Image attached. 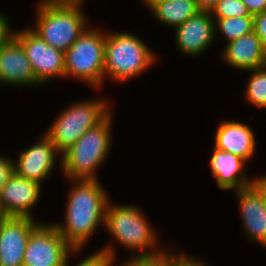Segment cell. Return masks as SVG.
<instances>
[{"instance_id": "6da1fadb", "label": "cell", "mask_w": 266, "mask_h": 266, "mask_svg": "<svg viewBox=\"0 0 266 266\" xmlns=\"http://www.w3.org/2000/svg\"><path fill=\"white\" fill-rule=\"evenodd\" d=\"M65 180L70 187L64 221L51 223L74 249H85L96 231L105 227L106 208L111 196L100 180Z\"/></svg>"}, {"instance_id": "30bf717a", "label": "cell", "mask_w": 266, "mask_h": 266, "mask_svg": "<svg viewBox=\"0 0 266 266\" xmlns=\"http://www.w3.org/2000/svg\"><path fill=\"white\" fill-rule=\"evenodd\" d=\"M13 160L14 172L17 175L38 182L42 186L54 170L56 171V167L59 166L58 170H61V154L44 132L38 137L36 143L33 142L21 149L19 155Z\"/></svg>"}, {"instance_id": "3957f363", "label": "cell", "mask_w": 266, "mask_h": 266, "mask_svg": "<svg viewBox=\"0 0 266 266\" xmlns=\"http://www.w3.org/2000/svg\"><path fill=\"white\" fill-rule=\"evenodd\" d=\"M137 34L105 30V81L121 84L135 80L157 64L158 54Z\"/></svg>"}, {"instance_id": "e0dca14e", "label": "cell", "mask_w": 266, "mask_h": 266, "mask_svg": "<svg viewBox=\"0 0 266 266\" xmlns=\"http://www.w3.org/2000/svg\"><path fill=\"white\" fill-rule=\"evenodd\" d=\"M209 167L211 176L219 189L235 191L252 186L253 177L248 176V162L241 157L216 149L212 145Z\"/></svg>"}, {"instance_id": "603a6c76", "label": "cell", "mask_w": 266, "mask_h": 266, "mask_svg": "<svg viewBox=\"0 0 266 266\" xmlns=\"http://www.w3.org/2000/svg\"><path fill=\"white\" fill-rule=\"evenodd\" d=\"M211 15L212 18L254 16L241 0H219Z\"/></svg>"}, {"instance_id": "484cf974", "label": "cell", "mask_w": 266, "mask_h": 266, "mask_svg": "<svg viewBox=\"0 0 266 266\" xmlns=\"http://www.w3.org/2000/svg\"><path fill=\"white\" fill-rule=\"evenodd\" d=\"M253 32L259 37L266 53V11L254 15Z\"/></svg>"}, {"instance_id": "52a82bcc", "label": "cell", "mask_w": 266, "mask_h": 266, "mask_svg": "<svg viewBox=\"0 0 266 266\" xmlns=\"http://www.w3.org/2000/svg\"><path fill=\"white\" fill-rule=\"evenodd\" d=\"M105 30L91 24L64 53L65 78L98 92L104 86Z\"/></svg>"}, {"instance_id": "d6986e66", "label": "cell", "mask_w": 266, "mask_h": 266, "mask_svg": "<svg viewBox=\"0 0 266 266\" xmlns=\"http://www.w3.org/2000/svg\"><path fill=\"white\" fill-rule=\"evenodd\" d=\"M162 26L176 28L200 12L195 0H140Z\"/></svg>"}, {"instance_id": "cb8c5ba5", "label": "cell", "mask_w": 266, "mask_h": 266, "mask_svg": "<svg viewBox=\"0 0 266 266\" xmlns=\"http://www.w3.org/2000/svg\"><path fill=\"white\" fill-rule=\"evenodd\" d=\"M82 250L86 251V249H73L68 256L67 261L65 262V266H71L70 265L72 262L70 261L71 258L77 257L79 259V257H81L82 255L80 254ZM113 265H115V263L106 254V252L101 249H98L95 252L86 255L84 259L83 258L81 260L79 259V261H77V263H75V265L73 266H113Z\"/></svg>"}, {"instance_id": "f546056e", "label": "cell", "mask_w": 266, "mask_h": 266, "mask_svg": "<svg viewBox=\"0 0 266 266\" xmlns=\"http://www.w3.org/2000/svg\"><path fill=\"white\" fill-rule=\"evenodd\" d=\"M260 174L253 176L252 185L262 195L264 202L266 203V173L264 174L260 173Z\"/></svg>"}, {"instance_id": "1f68e13d", "label": "cell", "mask_w": 266, "mask_h": 266, "mask_svg": "<svg viewBox=\"0 0 266 266\" xmlns=\"http://www.w3.org/2000/svg\"><path fill=\"white\" fill-rule=\"evenodd\" d=\"M47 2H85L86 0H40Z\"/></svg>"}, {"instance_id": "4fadbf2b", "label": "cell", "mask_w": 266, "mask_h": 266, "mask_svg": "<svg viewBox=\"0 0 266 266\" xmlns=\"http://www.w3.org/2000/svg\"><path fill=\"white\" fill-rule=\"evenodd\" d=\"M42 222L27 217L0 218V266H23L28 239Z\"/></svg>"}, {"instance_id": "d4e9b609", "label": "cell", "mask_w": 266, "mask_h": 266, "mask_svg": "<svg viewBox=\"0 0 266 266\" xmlns=\"http://www.w3.org/2000/svg\"><path fill=\"white\" fill-rule=\"evenodd\" d=\"M14 157L0 153V191L14 173Z\"/></svg>"}, {"instance_id": "83f0119b", "label": "cell", "mask_w": 266, "mask_h": 266, "mask_svg": "<svg viewBox=\"0 0 266 266\" xmlns=\"http://www.w3.org/2000/svg\"><path fill=\"white\" fill-rule=\"evenodd\" d=\"M7 13L0 10V48L13 36L14 28Z\"/></svg>"}, {"instance_id": "7c38bea8", "label": "cell", "mask_w": 266, "mask_h": 266, "mask_svg": "<svg viewBox=\"0 0 266 266\" xmlns=\"http://www.w3.org/2000/svg\"><path fill=\"white\" fill-rule=\"evenodd\" d=\"M172 30L177 52L186 58L202 57L216 42L214 19L210 12L200 11Z\"/></svg>"}, {"instance_id": "9c48e42d", "label": "cell", "mask_w": 266, "mask_h": 266, "mask_svg": "<svg viewBox=\"0 0 266 266\" xmlns=\"http://www.w3.org/2000/svg\"><path fill=\"white\" fill-rule=\"evenodd\" d=\"M73 249L50 221L42 222L28 239L23 266H65Z\"/></svg>"}, {"instance_id": "f1b7e54d", "label": "cell", "mask_w": 266, "mask_h": 266, "mask_svg": "<svg viewBox=\"0 0 266 266\" xmlns=\"http://www.w3.org/2000/svg\"><path fill=\"white\" fill-rule=\"evenodd\" d=\"M250 14L255 15L266 11V0H241Z\"/></svg>"}, {"instance_id": "ba28073f", "label": "cell", "mask_w": 266, "mask_h": 266, "mask_svg": "<svg viewBox=\"0 0 266 266\" xmlns=\"http://www.w3.org/2000/svg\"><path fill=\"white\" fill-rule=\"evenodd\" d=\"M13 36L25 50L35 78L42 86L65 79L64 52L47 44L29 26L14 29Z\"/></svg>"}, {"instance_id": "7a4b0ae2", "label": "cell", "mask_w": 266, "mask_h": 266, "mask_svg": "<svg viewBox=\"0 0 266 266\" xmlns=\"http://www.w3.org/2000/svg\"><path fill=\"white\" fill-rule=\"evenodd\" d=\"M111 200L112 198L107 204L104 227V232L111 242H107L108 244L100 249L105 251L115 264L119 260L118 250L114 246L116 244L130 252L128 258L155 256L168 248L169 244L160 245L158 231L140 207L131 203H114Z\"/></svg>"}, {"instance_id": "7402d4cb", "label": "cell", "mask_w": 266, "mask_h": 266, "mask_svg": "<svg viewBox=\"0 0 266 266\" xmlns=\"http://www.w3.org/2000/svg\"><path fill=\"white\" fill-rule=\"evenodd\" d=\"M169 245L162 253L155 256L131 257L122 260L119 266H177V249Z\"/></svg>"}, {"instance_id": "4dcf8cb0", "label": "cell", "mask_w": 266, "mask_h": 266, "mask_svg": "<svg viewBox=\"0 0 266 266\" xmlns=\"http://www.w3.org/2000/svg\"><path fill=\"white\" fill-rule=\"evenodd\" d=\"M219 0H195L199 11L210 12L215 8Z\"/></svg>"}, {"instance_id": "5bb4252c", "label": "cell", "mask_w": 266, "mask_h": 266, "mask_svg": "<svg viewBox=\"0 0 266 266\" xmlns=\"http://www.w3.org/2000/svg\"><path fill=\"white\" fill-rule=\"evenodd\" d=\"M0 86L42 88L20 42L12 36L0 48Z\"/></svg>"}, {"instance_id": "ac0fdd59", "label": "cell", "mask_w": 266, "mask_h": 266, "mask_svg": "<svg viewBox=\"0 0 266 266\" xmlns=\"http://www.w3.org/2000/svg\"><path fill=\"white\" fill-rule=\"evenodd\" d=\"M220 51L218 54L220 63L237 71L246 72L266 66V53L254 32L226 43Z\"/></svg>"}, {"instance_id": "2e32d148", "label": "cell", "mask_w": 266, "mask_h": 266, "mask_svg": "<svg viewBox=\"0 0 266 266\" xmlns=\"http://www.w3.org/2000/svg\"><path fill=\"white\" fill-rule=\"evenodd\" d=\"M215 128L212 145L218 150L233 153L250 164L258 148L253 128L247 122L234 119H223Z\"/></svg>"}, {"instance_id": "ffe728a7", "label": "cell", "mask_w": 266, "mask_h": 266, "mask_svg": "<svg viewBox=\"0 0 266 266\" xmlns=\"http://www.w3.org/2000/svg\"><path fill=\"white\" fill-rule=\"evenodd\" d=\"M215 28V39L220 37L229 43L253 32L254 16L213 18Z\"/></svg>"}, {"instance_id": "44dd1931", "label": "cell", "mask_w": 266, "mask_h": 266, "mask_svg": "<svg viewBox=\"0 0 266 266\" xmlns=\"http://www.w3.org/2000/svg\"><path fill=\"white\" fill-rule=\"evenodd\" d=\"M249 72L246 88L243 91L244 102L256 109L266 110V66Z\"/></svg>"}, {"instance_id": "277c9868", "label": "cell", "mask_w": 266, "mask_h": 266, "mask_svg": "<svg viewBox=\"0 0 266 266\" xmlns=\"http://www.w3.org/2000/svg\"><path fill=\"white\" fill-rule=\"evenodd\" d=\"M34 24L28 25L47 44L66 52L91 25L85 2L36 1Z\"/></svg>"}, {"instance_id": "5b68a950", "label": "cell", "mask_w": 266, "mask_h": 266, "mask_svg": "<svg viewBox=\"0 0 266 266\" xmlns=\"http://www.w3.org/2000/svg\"><path fill=\"white\" fill-rule=\"evenodd\" d=\"M114 112L113 109L61 154L62 178L101 180L98 169L107 160L113 146Z\"/></svg>"}, {"instance_id": "4316f807", "label": "cell", "mask_w": 266, "mask_h": 266, "mask_svg": "<svg viewBox=\"0 0 266 266\" xmlns=\"http://www.w3.org/2000/svg\"><path fill=\"white\" fill-rule=\"evenodd\" d=\"M205 258L177 250V266H211Z\"/></svg>"}, {"instance_id": "8992f818", "label": "cell", "mask_w": 266, "mask_h": 266, "mask_svg": "<svg viewBox=\"0 0 266 266\" xmlns=\"http://www.w3.org/2000/svg\"><path fill=\"white\" fill-rule=\"evenodd\" d=\"M94 97L74 100L70 105H66L44 131L60 154L114 109L110 97Z\"/></svg>"}, {"instance_id": "9a60e30c", "label": "cell", "mask_w": 266, "mask_h": 266, "mask_svg": "<svg viewBox=\"0 0 266 266\" xmlns=\"http://www.w3.org/2000/svg\"><path fill=\"white\" fill-rule=\"evenodd\" d=\"M242 223L243 235L252 243L266 249V203L252 185L233 191Z\"/></svg>"}, {"instance_id": "8fae6325", "label": "cell", "mask_w": 266, "mask_h": 266, "mask_svg": "<svg viewBox=\"0 0 266 266\" xmlns=\"http://www.w3.org/2000/svg\"><path fill=\"white\" fill-rule=\"evenodd\" d=\"M42 191L41 184L14 172L0 191V215L38 220L33 211L42 199Z\"/></svg>"}]
</instances>
